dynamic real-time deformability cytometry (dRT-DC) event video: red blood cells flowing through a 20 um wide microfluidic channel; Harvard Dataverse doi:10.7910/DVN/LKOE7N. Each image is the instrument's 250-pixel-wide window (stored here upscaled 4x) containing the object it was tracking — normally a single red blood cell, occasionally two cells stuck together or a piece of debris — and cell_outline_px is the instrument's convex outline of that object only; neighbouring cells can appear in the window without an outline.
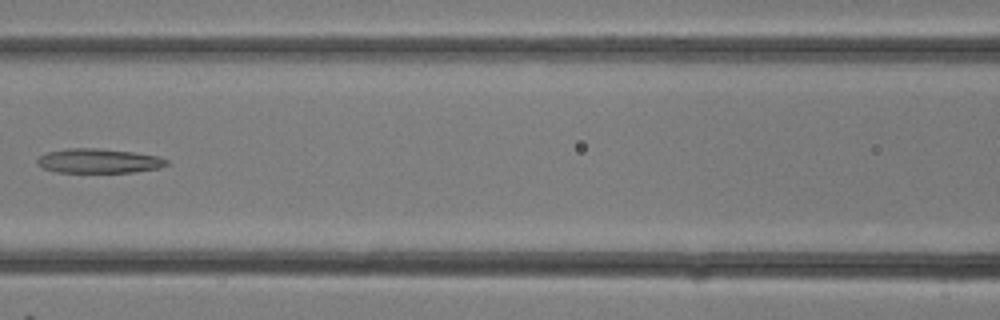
{"species": "common noctule bat (a hibernating species)", "species_latin": "Nyctalus noctula", "temperature_condition": "room temperature", "stored_images_in_passage": 15, "camera_frame_rate_fps": 3000, "um_per_image_px": 0.085, "animal": {"sex": "female"}, "frame": {"image": 1, "passage_image": 13, "time_ms": 4.0, "image_size_px": [1000, 320], "cell_outline_px": [[168, 164], [160, 168], [132, 172], [56, 172], [44, 168], [36, 164], [36, 160], [40, 156], [48, 152], [68, 148], [96, 148], [132, 152], [160, 156], [168, 160]], "centroid_in_image_um": [8.4, 13.67], "position_along_channel_um": 158.2, "area_um2": 18.38}}